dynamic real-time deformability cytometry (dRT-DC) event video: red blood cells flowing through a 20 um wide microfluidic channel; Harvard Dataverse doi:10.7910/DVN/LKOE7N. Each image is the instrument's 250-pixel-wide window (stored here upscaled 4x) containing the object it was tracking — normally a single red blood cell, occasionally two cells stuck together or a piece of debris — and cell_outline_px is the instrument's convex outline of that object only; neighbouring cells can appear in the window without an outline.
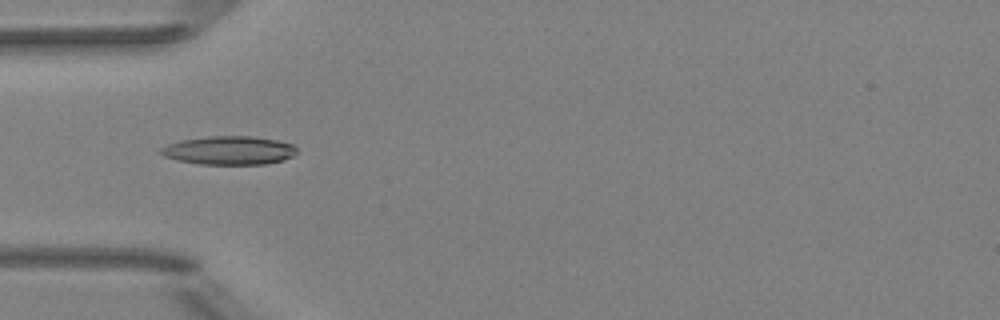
{"species": "Egyptian fruit bat (a non-hibernating species)", "species_latin": "Rousettus aegyptiacus", "temperature_condition": "room temperature", "stored_images_in_passage": 4, "camera_frame_rate_fps": 3000, "um_per_image_px": 0.085, "animal": {"sex": "female"}, "frame": {"image": 1, "passage_image": 2, "time_ms": 1.0, "image_size_px": [1000, 320], "cell_outline_px": [[296, 152], [292, 156], [284, 160], [264, 164], [200, 164], [176, 160], [164, 156], [160, 152], [160, 148], [168, 144], [180, 140], [208, 136], [252, 136], [276, 140], [292, 144], [296, 148]], "centroid_in_image_um": [19.45, 12.78], "position_along_channel_um": 65.5, "area_um2": 22.6}}
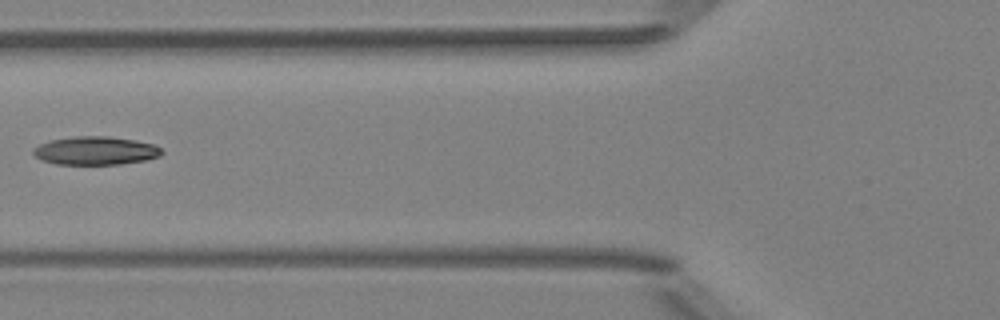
{"frame": {"image": 2, "passage_image": 3, "time_ms": 2.333, "image_size_px": [1000, 320], "cell_outline_px": [[164, 152], [160, 156], [144, 160], [120, 164], [56, 164], [40, 160], [32, 152], [32, 148], [48, 140], [76, 136], [108, 136], [136, 140], [152, 144], [160, 148]], "centroid_in_image_um": [8.09, 12.8], "position_along_channel_um": 117.7, "area_um2": 21.27}}
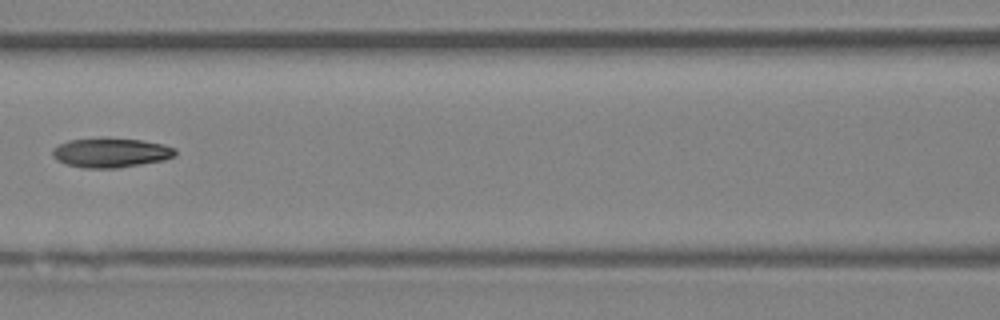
{"frame": {"image": 3, "passage_image": 4, "time_ms": 3.333, "image_size_px": [1000, 320], "cell_outline_px": [[176, 156], [164, 160], [116, 168], [84, 168], [68, 164], [56, 160], [52, 156], [52, 148], [68, 140], [140, 140], [164, 144], [176, 148]], "centroid_in_image_um": [9.44, 13.01], "position_along_channel_um": 157.2, "area_um2": 20.46}}